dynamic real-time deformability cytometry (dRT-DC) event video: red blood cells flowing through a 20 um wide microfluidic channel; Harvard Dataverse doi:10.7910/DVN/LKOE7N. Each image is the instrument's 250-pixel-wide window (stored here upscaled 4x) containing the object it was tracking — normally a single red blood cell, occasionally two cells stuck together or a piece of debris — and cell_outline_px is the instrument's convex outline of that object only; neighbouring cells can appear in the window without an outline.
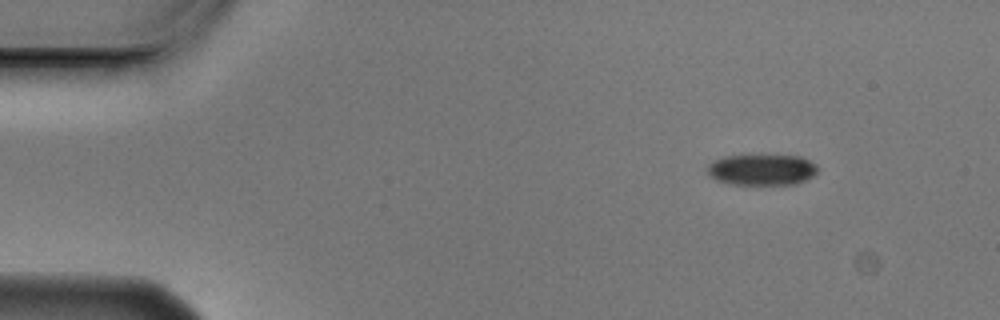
{"species": "Egyptian fruit bat (a non-hibernating species)", "species_latin": "Rousettus aegyptiacus", "temperature_condition": "cold", "stored_images_in_passage": 5, "segment_of_instrument_passage": [2, 2], "camera_frame_rate_fps": 3000, "um_per_image_px": 0.085, "animal": {"sex": "male"}, "frame": {"image": 1, "passage_image": 5, "time_ms": 1.333, "image_size_px": [1000, 320], "cell_outline_px": [[820, 168], [812, 176], [796, 184], [732, 184], [716, 180], [708, 172], [708, 164], [712, 160], [724, 156], [800, 156], [816, 164]], "centroid_in_image_um": [64.76, 14.42], "position_along_channel_um": 20.2, "area_um2": 19.71}}